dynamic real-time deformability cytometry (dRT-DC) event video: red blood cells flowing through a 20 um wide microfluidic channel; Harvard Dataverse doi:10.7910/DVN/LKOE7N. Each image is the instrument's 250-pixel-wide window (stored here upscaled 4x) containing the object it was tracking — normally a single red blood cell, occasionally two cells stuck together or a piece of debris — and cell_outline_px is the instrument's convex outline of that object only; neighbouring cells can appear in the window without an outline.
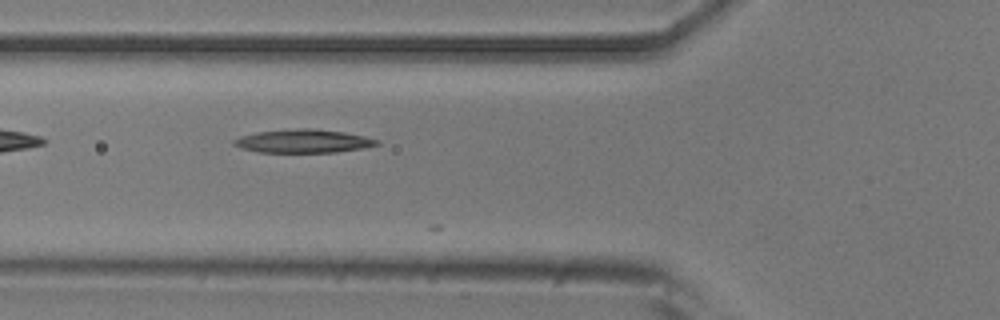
{"species": "common noctule bat (a hibernating species)", "species_latin": "Nyctalus noctula", "temperature_condition": "room temperature", "stored_images_in_passage": 12, "camera_frame_rate_fps": 3000, "um_per_image_px": 0.085, "animal": {"sex": "male", "body_mass_g": 20.5, "forearm_length_mm": 52.5}, "frame": {"image": 1, "passage_image": 4, "time_ms": 1.0, "image_size_px": [1000, 320], "cell_outline_px": [[380, 144], [364, 148], [336, 152], [256, 152], [240, 148], [232, 144], [232, 140], [240, 136], [256, 132], [300, 128], [308, 128], [344, 132], [364, 136], [380, 140]], "centroid_in_image_um": [25.76, 12.0], "position_along_channel_um": 100.0, "area_um2": 19.54}}
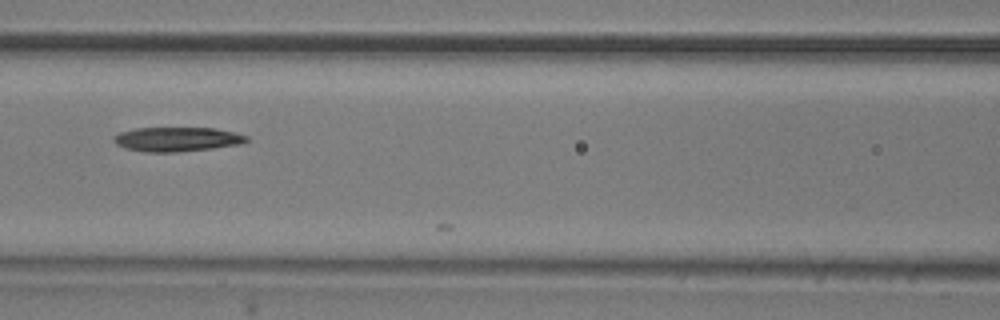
{"frame": {"image": 2, "passage_image": 8, "time_ms": 2.333, "image_size_px": [1000, 320], "cell_outline_px": [[248, 140], [244, 144], [212, 148], [176, 152], [148, 152], [124, 148], [116, 144], [112, 140], [112, 136], [120, 132], [136, 128], [212, 128], [232, 132], [248, 136]], "centroid_in_image_um": [15.02, 11.84], "position_along_channel_um": 151.6, "area_um2": 18.84}}
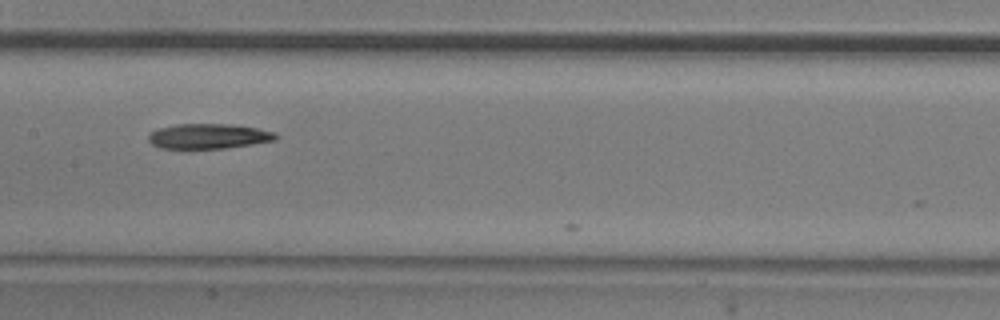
{"frame": {"image": 3, "passage_image": 11, "time_ms": 3.333, "image_size_px": [1000, 320], "cell_outline_px": [[280, 136], [276, 140], [228, 148], [160, 148], [152, 144], [148, 140], [148, 132], [156, 128], [176, 124], [232, 124], [256, 128], [276, 132]], "centroid_in_image_um": [17.72, 11.57], "position_along_channel_um": 189.7, "area_um2": 18.79}}